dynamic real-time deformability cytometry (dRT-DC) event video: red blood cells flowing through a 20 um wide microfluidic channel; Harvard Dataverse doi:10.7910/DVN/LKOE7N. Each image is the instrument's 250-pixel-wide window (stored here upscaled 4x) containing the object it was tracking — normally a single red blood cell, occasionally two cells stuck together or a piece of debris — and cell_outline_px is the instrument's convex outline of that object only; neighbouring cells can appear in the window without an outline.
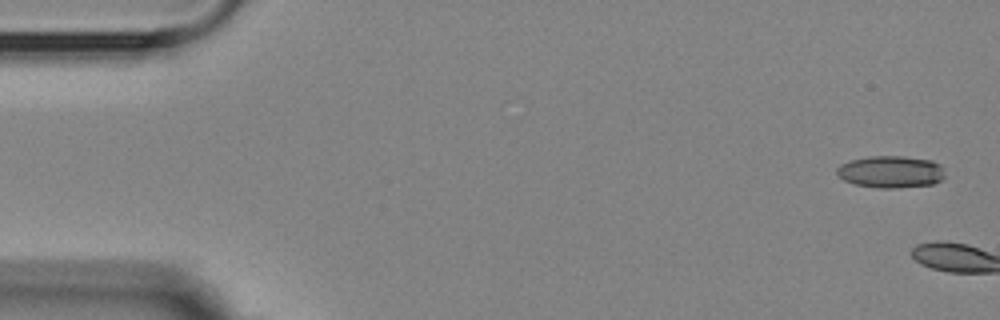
{"species": "Egyptian fruit bat (a non-hibernating species)", "species_latin": "Rousettus aegyptiacus", "temperature_condition": "room temperature", "stored_images_in_passage": 5, "camera_frame_rate_fps": 3000, "um_per_image_px": 0.085, "animal": {"sex": "female"}, "frame": {"image": 1, "passage_image": 1, "time_ms": 0.0, "image_size_px": [1000, 320], "cell_outline_px": [[944, 176], [940, 180], [932, 184], [900, 188], [876, 188], [856, 184], [844, 180], [836, 172], [836, 168], [840, 164], [852, 160], [868, 156], [904, 156], [932, 160], [940, 164], [944, 172]], "centroid_in_image_um": [75.72, 14.6], "position_along_channel_um": 9.3, "area_um2": 20.23}}